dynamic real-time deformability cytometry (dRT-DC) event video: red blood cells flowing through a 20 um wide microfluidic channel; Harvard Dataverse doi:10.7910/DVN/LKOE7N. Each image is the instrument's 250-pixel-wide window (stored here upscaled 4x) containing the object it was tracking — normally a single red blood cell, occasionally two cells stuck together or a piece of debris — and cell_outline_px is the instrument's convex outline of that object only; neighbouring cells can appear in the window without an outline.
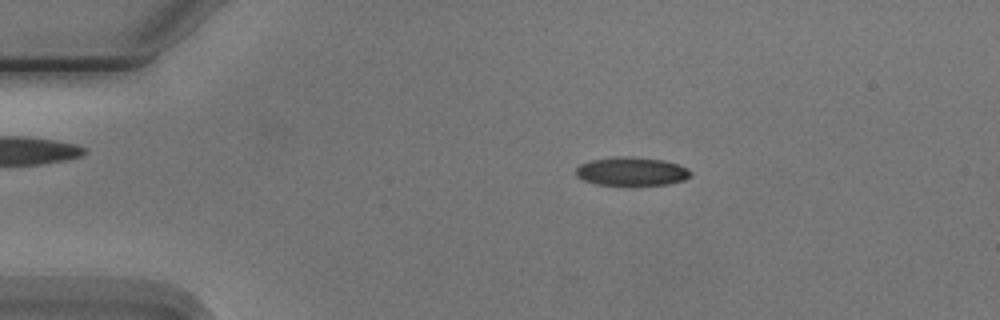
{"species": "Egyptian fruit bat (a non-hibernating species)", "species_latin": "Rousettus aegyptiacus", "temperature_condition": "cold", "stored_images_in_passage": 5, "camera_frame_rate_fps": 3000, "um_per_image_px": 0.085, "animal": {"sex": "male"}, "frame": {"image": 1, "passage_image": 3, "time_ms": 2.0, "image_size_px": [1000, 320], "cell_outline_px": [[692, 172], [684, 180], [668, 184], [596, 184], [584, 180], [576, 176], [576, 168], [580, 164], [592, 160], [624, 156], [632, 156], [664, 160], [680, 164], [688, 168]], "centroid_in_image_um": [53.71, 14.55], "position_along_channel_um": 31.3, "area_um2": 18.84}}